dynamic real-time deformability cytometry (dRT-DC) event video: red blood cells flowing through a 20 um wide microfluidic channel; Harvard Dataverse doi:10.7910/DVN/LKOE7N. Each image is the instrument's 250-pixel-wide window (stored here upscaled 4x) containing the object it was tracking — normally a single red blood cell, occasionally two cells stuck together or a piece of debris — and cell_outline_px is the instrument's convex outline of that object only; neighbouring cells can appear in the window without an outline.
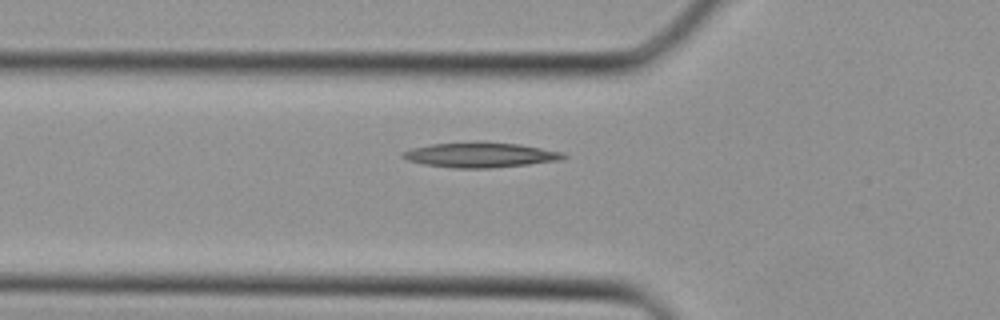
{"species": "Egyptian fruit bat (a non-hibernating species)", "species_latin": "Rousettus aegyptiacus", "temperature_condition": "cold", "stored_images_in_passage": 29, "camera_frame_rate_fps": 3000, "um_per_image_px": 0.085, "animal": {"sex": "female"}, "frame": {"image": 1, "passage_image": 4, "time_ms": 1.0, "image_size_px": [1000, 320], "cell_outline_px": [[568, 156], [560, 160], [528, 164], [492, 168], [452, 168], [424, 164], [408, 160], [400, 156], [400, 152], [412, 148], [432, 144], [476, 140], [520, 144], [564, 152]], "centroid_in_image_um": [40.82, 13.15], "position_along_channel_um": 85.0, "area_um2": 23.87}}
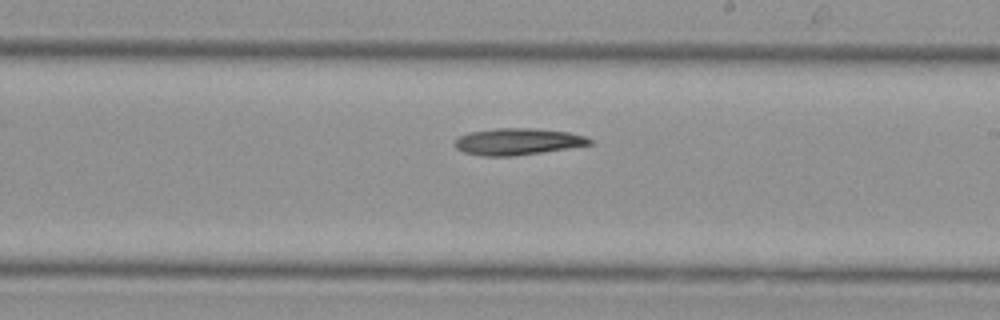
{"frame": {"image": 2, "passage_image": 13, "time_ms": 4.0, "image_size_px": [1000, 320], "cell_outline_px": [[592, 144], [540, 152], [512, 156], [480, 156], [464, 152], [456, 148], [452, 144], [456, 136], [468, 132], [496, 128], [532, 128], [568, 132], [584, 136], [592, 140]], "centroid_in_image_um": [43.9, 12.03], "position_along_channel_um": 245.1, "area_um2": 20.98}}
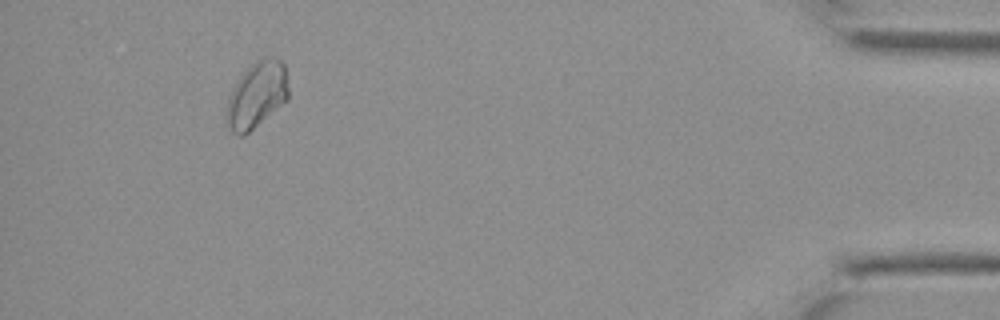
{"frame": {"image": 3, "passage_image": 26, "time_ms": 8.333, "image_size_px": [1000, 320], "cell_outline_px": [[288, 100], [244, 136], [240, 136], [232, 132], [224, 124], [228, 96], [232, 88], [240, 76], [256, 60], [272, 56], [276, 56], [284, 64], [288, 88]], "centroid_in_image_um": [21.8, 8.09], "position_along_channel_um": 413.4, "area_um2": 24.16}}